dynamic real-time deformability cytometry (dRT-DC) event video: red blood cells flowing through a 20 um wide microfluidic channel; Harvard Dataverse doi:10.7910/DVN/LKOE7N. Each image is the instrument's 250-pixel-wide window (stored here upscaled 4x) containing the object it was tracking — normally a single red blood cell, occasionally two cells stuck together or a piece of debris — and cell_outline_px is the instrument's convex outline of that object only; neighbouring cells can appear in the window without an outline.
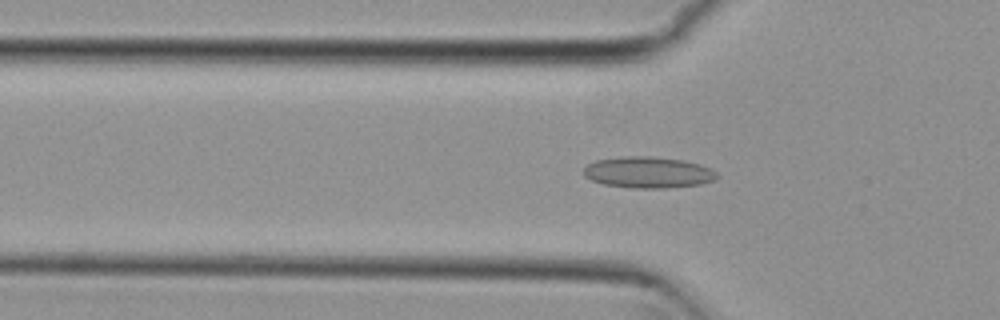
{"species": "common noctule bat (a hibernating species)", "species_latin": "Nyctalus noctula", "temperature_condition": "cold", "stored_images_in_passage": 53, "camera_frame_rate_fps": 3000, "um_per_image_px": 0.085, "animal": {"sex": "female", "body_mass_g": 29.2, "forearm_length_mm": 56.3}, "frame": {"image": 1, "passage_image": 16, "time_ms": 5.0, "image_size_px": [1000, 320], "cell_outline_px": [[720, 176], [716, 180], [700, 184], [664, 188], [632, 188], [604, 184], [592, 180], [584, 176], [584, 168], [588, 164], [596, 160], [624, 156], [648, 156], [680, 160], [700, 164], [712, 168]], "centroid_in_image_um": [55.12, 14.65], "position_along_channel_um": 70.7, "area_um2": 24.28}}
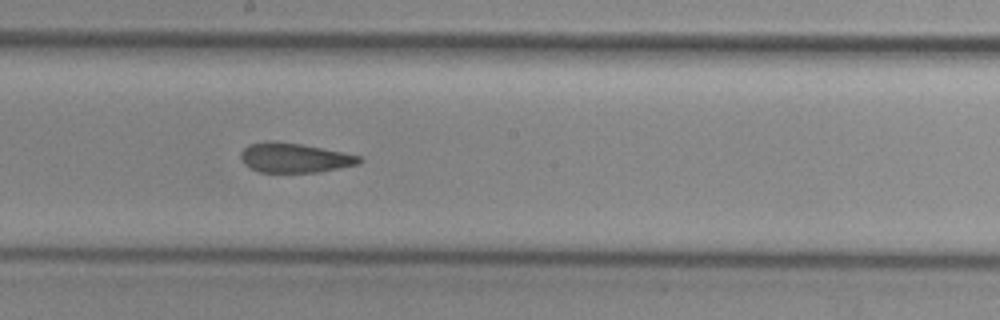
{"frame": {"image": 2, "passage_image": 28, "time_ms": 9.0, "image_size_px": [1000, 320], "cell_outline_px": [[364, 160], [360, 164], [320, 172], [260, 172], [244, 164], [240, 156], [240, 152], [248, 144], [264, 140], [276, 140], [300, 144], [360, 156]], "centroid_in_image_um": [25.0, 13.4], "position_along_channel_um": 223.2, "area_um2": 20.52}}
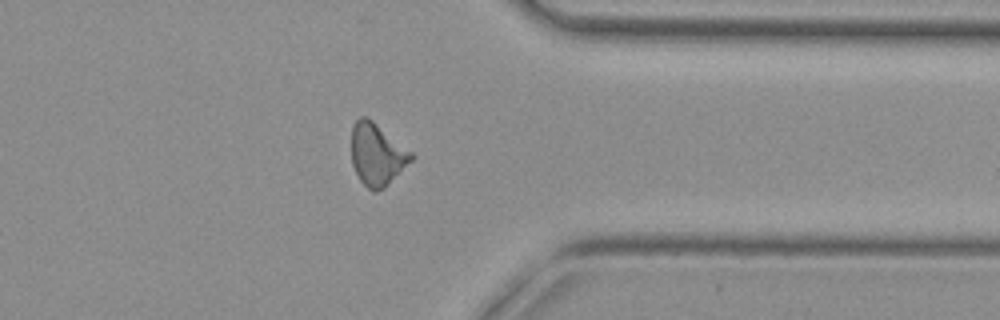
{"frame": {"image": 3, "passage_image": 41, "time_ms": 13.333, "image_size_px": [1000, 320], "cell_outline_px": [[412, 160], [384, 188], [376, 192], [372, 192], [360, 180], [352, 164], [352, 128], [356, 120], [360, 116], [368, 116], [412, 152]], "centroid_in_image_um": [32.03, 13.11], "position_along_channel_um": 379.4, "area_um2": 21.5}, "authors_computed_cell_mechanics": {"area_um2": 21.4438, "velocity_mm_per_s": 3.7943, "shape_relaxation_time_tau1_ms": null, "shape_relaxation_time_tau2_ms": 3.1839, "deformation_change_tau1": null, "deformation_change_tau2": 0.097}}